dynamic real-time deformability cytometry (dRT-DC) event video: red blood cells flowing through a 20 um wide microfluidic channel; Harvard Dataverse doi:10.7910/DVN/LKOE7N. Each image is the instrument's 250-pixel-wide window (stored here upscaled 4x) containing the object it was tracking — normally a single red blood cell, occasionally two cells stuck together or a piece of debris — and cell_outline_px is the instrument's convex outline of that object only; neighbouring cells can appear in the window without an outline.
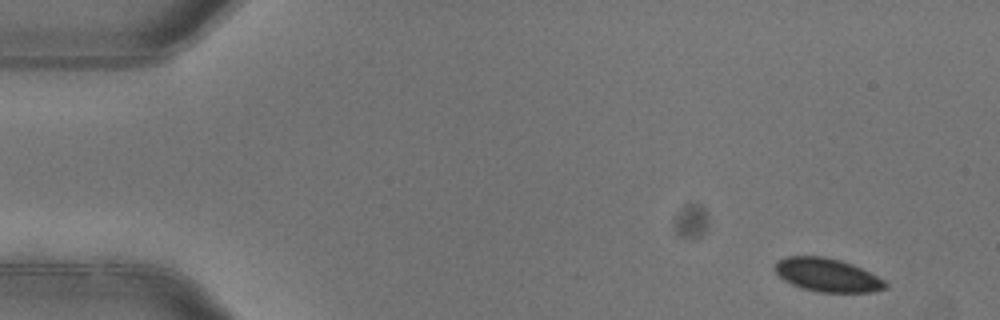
{"species": "common noctule bat (a hibernating species)", "species_latin": "Nyctalus noctula", "temperature_condition": "warm", "stored_images_in_passage": 4, "camera_frame_rate_fps": 3000, "um_per_image_px": 0.085, "animal": {"sex": "female"}, "frame": {"image": 1, "passage_image": 1, "time_ms": 0.0, "image_size_px": [1000, 320], "cell_outline_px": [[888, 288], [872, 292], [820, 292], [800, 288], [784, 280], [772, 268], [776, 260], [788, 256], [824, 256], [840, 260], [852, 264], [884, 280], [888, 284]], "centroid_in_image_um": [70.28, 23.37], "position_along_channel_um": 14.7, "area_um2": 21.56}}
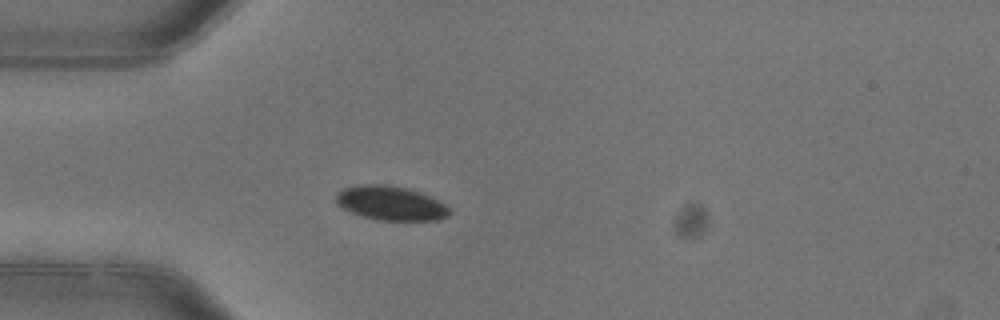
{"frame": {"image": 2, "passage_image": 4, "time_ms": 1.0, "image_size_px": [1000, 320], "cell_outline_px": [[452, 212], [448, 216], [436, 220], [376, 220], [352, 212], [336, 204], [336, 192], [344, 188], [356, 184], [384, 184], [404, 188], [420, 192], [452, 208]], "centroid_in_image_um": [33.2, 17.27], "position_along_channel_um": 51.8, "area_um2": 22.54}}